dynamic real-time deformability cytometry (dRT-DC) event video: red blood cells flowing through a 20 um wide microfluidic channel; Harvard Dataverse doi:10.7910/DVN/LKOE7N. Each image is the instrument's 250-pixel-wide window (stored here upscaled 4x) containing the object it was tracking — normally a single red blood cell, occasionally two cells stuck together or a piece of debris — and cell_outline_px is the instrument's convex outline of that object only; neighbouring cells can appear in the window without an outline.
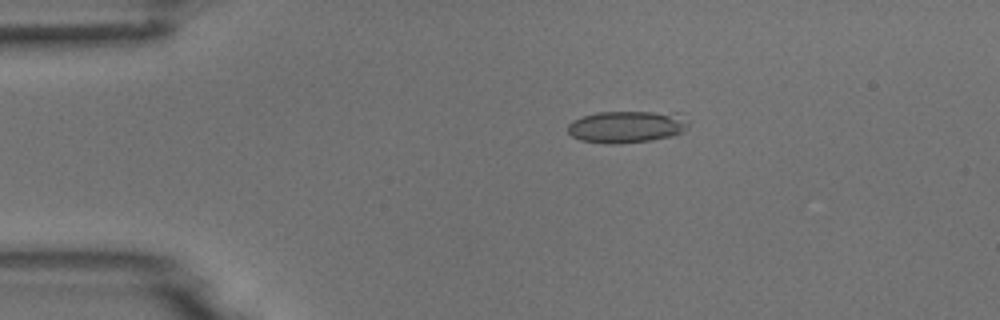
{"species": "common noctule bat (a hibernating species)", "species_latin": "Nyctalus noctula", "temperature_condition": "room temperature", "stored_images_in_passage": 7, "camera_frame_rate_fps": 3000, "um_per_image_px": 0.085, "animal": {"sex": "male", "body_mass_g": 18.8}, "frame": {"image": 1, "passage_image": 4, "time_ms": 3.333, "image_size_px": [1000, 320], "cell_outline_px": [[688, 128], [680, 132], [668, 136], [652, 140], [620, 144], [608, 144], [580, 140], [572, 136], [568, 132], [568, 124], [572, 120], [596, 112], [676, 112], [688, 120]], "centroid_in_image_um": [53.25, 10.77], "position_along_channel_um": 31.7, "area_um2": 22.54}}